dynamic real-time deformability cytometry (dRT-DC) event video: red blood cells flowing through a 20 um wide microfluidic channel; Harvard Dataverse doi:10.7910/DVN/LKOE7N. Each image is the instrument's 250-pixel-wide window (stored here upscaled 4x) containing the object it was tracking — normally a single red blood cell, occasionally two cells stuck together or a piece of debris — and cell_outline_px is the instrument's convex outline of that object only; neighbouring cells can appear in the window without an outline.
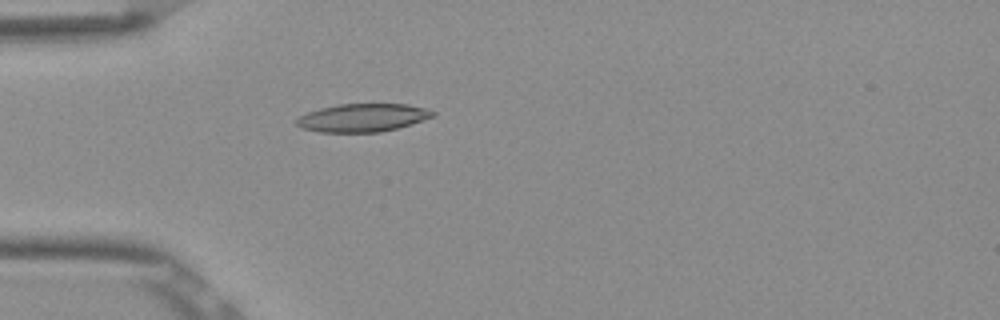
{"species": "Egyptian fruit bat (a non-hibernating species)", "species_latin": "Rousettus aegyptiacus", "temperature_condition": "room temperature", "stored_images_in_passage": 53, "camera_frame_rate_fps": 3000, "um_per_image_px": 0.085, "frame": {"image": 1, "passage_image": 16, "time_ms": 5.0, "image_size_px": [1000, 320], "cell_outline_px": [[436, 116], [396, 128], [380, 132], [320, 132], [300, 128], [296, 124], [296, 120], [300, 116], [308, 112], [320, 108], [340, 104], [408, 104], [428, 108], [436, 112]], "centroid_in_image_um": [30.85, 10.0], "position_along_channel_um": 54.2, "area_um2": 22.31}}
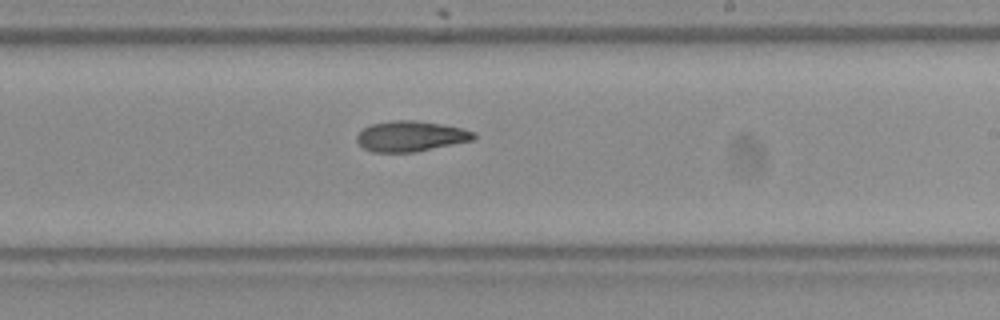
{"frame": {"image": 2, "passage_image": 32, "time_ms": 10.333, "image_size_px": [1000, 320], "cell_outline_px": [[476, 140], [416, 152], [372, 152], [364, 148], [356, 140], [356, 136], [364, 128], [372, 124], [392, 120], [416, 120], [444, 124], [476, 132]], "centroid_in_image_um": [34.96, 11.58], "position_along_channel_um": 254.0, "area_um2": 20.98}}
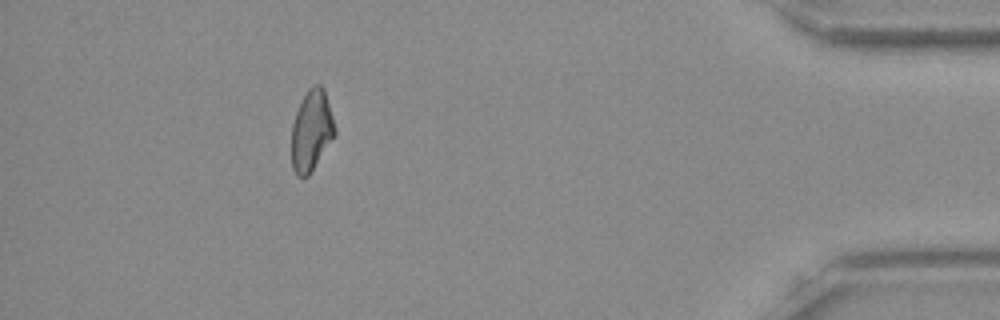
{"frame": {"image": 3, "passage_image": 48, "time_ms": 15.667, "image_size_px": [1000, 320], "cell_outline_px": [[336, 136], [308, 176], [296, 176], [292, 168], [292, 124], [296, 112], [308, 88], [316, 84], [320, 84], [324, 88], [336, 128]], "centroid_in_image_um": [26.49, 11.11], "position_along_channel_um": 408.7, "area_um2": 20.46}}